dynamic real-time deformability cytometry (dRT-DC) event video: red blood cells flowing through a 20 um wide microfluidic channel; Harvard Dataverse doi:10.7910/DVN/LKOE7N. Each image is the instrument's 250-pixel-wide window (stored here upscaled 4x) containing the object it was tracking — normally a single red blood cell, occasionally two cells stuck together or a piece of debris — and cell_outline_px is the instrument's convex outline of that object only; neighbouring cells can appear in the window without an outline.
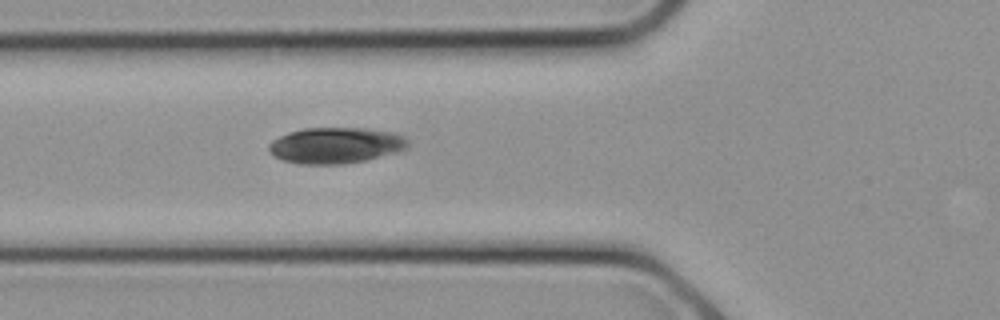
{"species": "common noctule bat (a hibernating species)", "species_latin": "Nyctalus noctula", "temperature_condition": "cold", "stored_images_in_passage": 8, "camera_frame_rate_fps": 3000, "um_per_image_px": 0.085, "animal": {"sex": "female", "body_mass_g": 21.9}, "frame": {"image": 1, "passage_image": 8, "time_ms": 2.333, "image_size_px": [1000, 320], "cell_outline_px": [[408, 148], [396, 152], [364, 160], [344, 164], [300, 164], [284, 160], [268, 152], [268, 144], [272, 140], [288, 132], [304, 128], [364, 128], [392, 132], [404, 136], [408, 140]], "centroid_in_image_um": [28.52, 12.35], "position_along_channel_um": 97.3, "area_um2": 29.13}}